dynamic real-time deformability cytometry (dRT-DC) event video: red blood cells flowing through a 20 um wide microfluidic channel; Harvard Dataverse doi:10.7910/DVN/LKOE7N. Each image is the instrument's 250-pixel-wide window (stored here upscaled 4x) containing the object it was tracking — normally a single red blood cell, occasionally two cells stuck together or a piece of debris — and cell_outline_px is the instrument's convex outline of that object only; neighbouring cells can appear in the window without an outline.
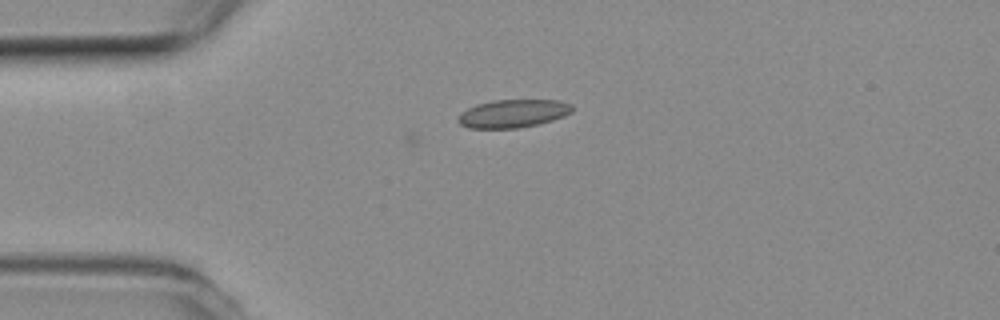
{"species": "common noctule bat (a hibernating species)", "species_latin": "Nyctalus noctula", "temperature_condition": "room temperature", "stored_images_in_passage": 2, "camera_frame_rate_fps": 3000, "um_per_image_px": 0.085, "animal": {"sex": "female", "body_mass_g": 19.3, "forearm_length_mm": 54.1}, "frame": {"image": 1, "passage_image": 2, "time_ms": 0.333, "image_size_px": [1000, 320], "cell_outline_px": [[572, 112], [564, 116], [540, 124], [516, 128], [468, 128], [460, 124], [460, 112], [476, 104], [492, 100], [560, 100], [572, 104]], "centroid_in_image_um": [43.63, 9.64], "position_along_channel_um": 41.4, "area_um2": 18.67}}